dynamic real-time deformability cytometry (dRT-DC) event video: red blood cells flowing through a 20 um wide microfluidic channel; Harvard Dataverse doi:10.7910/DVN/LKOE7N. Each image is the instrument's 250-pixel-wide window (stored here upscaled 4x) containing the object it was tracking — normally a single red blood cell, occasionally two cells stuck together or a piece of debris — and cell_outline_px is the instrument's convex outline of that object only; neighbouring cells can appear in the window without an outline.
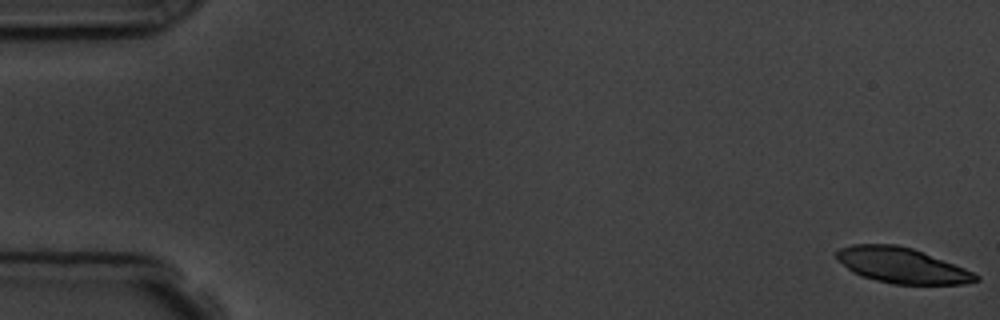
{"species": "common noctule bat (a hibernating species)", "species_latin": "Nyctalus noctula", "temperature_condition": "room temperature", "stored_images_in_passage": 5, "camera_frame_rate_fps": 3000, "um_per_image_px": 0.085, "animal": {"sex": "male", "body_mass_g": 19.5, "forearm_length_mm": 54.6}, "frame": {"image": 1, "passage_image": 1, "time_ms": 0.0, "image_size_px": [1000, 320], "cell_outline_px": [[980, 280], [964, 284], [892, 284], [876, 280], [852, 272], [836, 256], [836, 252], [840, 248], [852, 244], [896, 244], [912, 248], [924, 252], [964, 268], [980, 276]], "centroid_in_image_um": [76.68, 22.55], "position_along_channel_um": 8.3, "area_um2": 28.5}}